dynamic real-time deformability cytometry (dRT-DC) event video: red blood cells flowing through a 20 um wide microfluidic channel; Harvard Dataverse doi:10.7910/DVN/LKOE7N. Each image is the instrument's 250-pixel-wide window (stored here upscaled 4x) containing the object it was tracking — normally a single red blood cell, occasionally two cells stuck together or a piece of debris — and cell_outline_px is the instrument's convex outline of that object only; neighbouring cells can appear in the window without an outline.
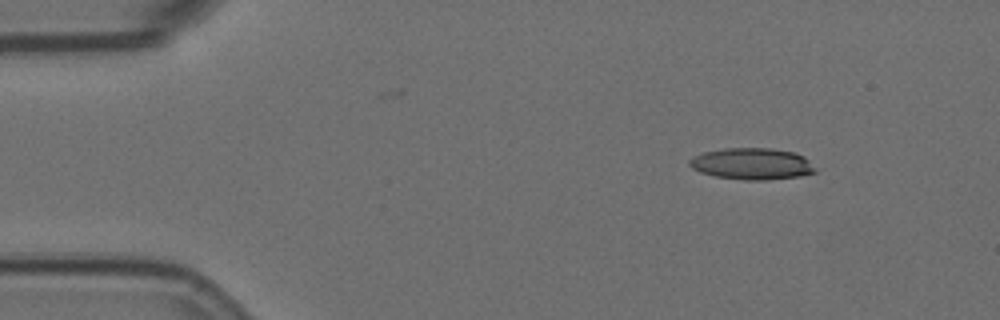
{"species": "Egyptian fruit bat (a non-hibernating species)", "species_latin": "Rousettus aegyptiacus", "temperature_condition": "room temperature", "stored_images_in_passage": 9, "camera_frame_rate_fps": 3000, "um_per_image_px": 0.085, "animal": {"sex": "female"}, "frame": {"image": 1, "passage_image": 1, "time_ms": 0.0, "image_size_px": [1000, 320], "cell_outline_px": [[816, 172], [800, 176], [764, 180], [744, 180], [716, 176], [700, 172], [692, 168], [688, 164], [688, 160], [704, 152], [724, 148], [772, 148], [792, 152], [804, 156], [816, 168]], "centroid_in_image_um": [63.92, 13.92], "position_along_channel_um": 21.1, "area_um2": 23.06}}
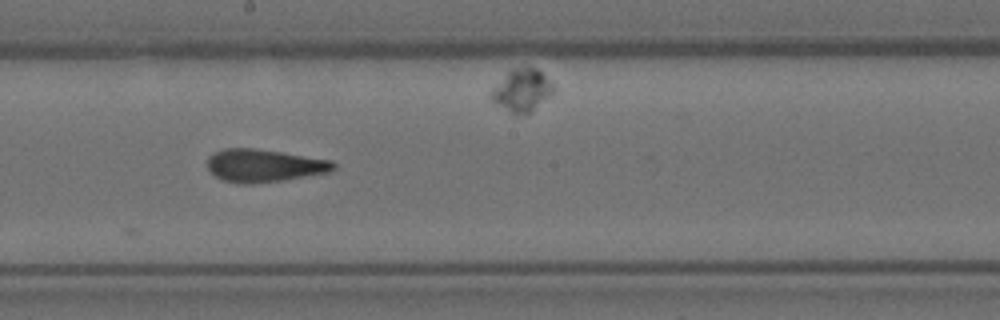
{"frame": {"image": 2, "passage_image": 8, "time_ms": 2.333, "image_size_px": [1000, 320], "cell_outline_px": [[336, 168], [332, 172], [284, 180], [252, 184], [240, 184], [224, 180], [216, 176], [208, 168], [208, 156], [224, 148], [252, 148], [280, 152], [332, 160], [336, 164]], "centroid_in_image_um": [22.49, 14.08], "position_along_channel_um": 225.7, "area_um2": 24.1}}